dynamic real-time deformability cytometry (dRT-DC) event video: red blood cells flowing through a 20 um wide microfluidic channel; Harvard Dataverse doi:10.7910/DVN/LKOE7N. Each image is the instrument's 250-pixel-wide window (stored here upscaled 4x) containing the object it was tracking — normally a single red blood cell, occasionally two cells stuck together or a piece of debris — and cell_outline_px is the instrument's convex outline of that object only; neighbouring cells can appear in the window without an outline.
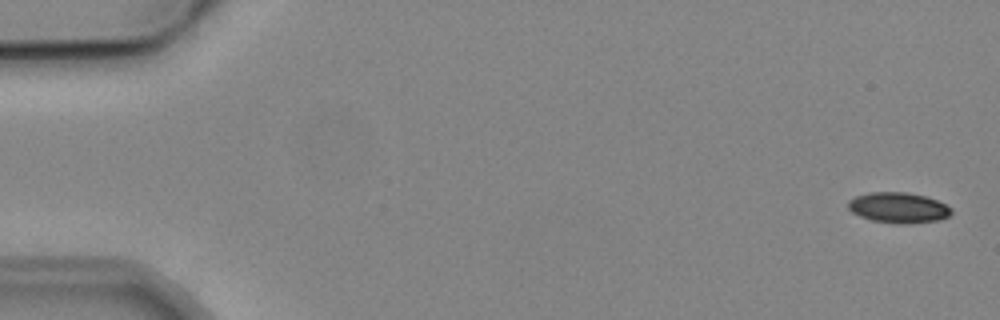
{"species": "common noctule bat (a hibernating species)", "species_latin": "Nyctalus noctula", "temperature_condition": "cold", "stored_images_in_passage": 5, "camera_frame_rate_fps": 3000, "um_per_image_px": 0.085, "animal": {"sex": "male", "body_mass_g": 19.2, "forearm_length_mm": 51.8}, "frame": {"image": 1, "passage_image": 1, "time_ms": 0.0, "image_size_px": [1000, 320], "cell_outline_px": [[952, 212], [948, 216], [940, 220], [908, 224], [900, 224], [872, 220], [860, 216], [852, 212], [848, 208], [848, 200], [856, 196], [868, 192], [908, 192], [924, 196], [936, 200], [952, 208]], "centroid_in_image_um": [76.36, 17.65], "position_along_channel_um": 8.6, "area_um2": 18.38}}
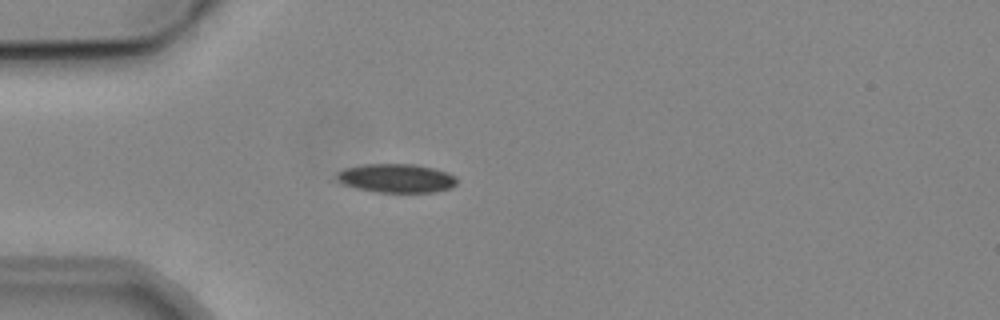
{"frame": {"image": 2, "passage_image": 5, "time_ms": 4.667, "image_size_px": [1000, 320], "cell_outline_px": [[456, 184], [452, 188], [432, 192], [376, 192], [356, 188], [344, 184], [336, 176], [336, 172], [344, 168], [364, 164], [416, 164], [448, 172], [456, 176]], "centroid_in_image_um": [33.7, 15.14], "position_along_channel_um": 51.3, "area_um2": 20.17}}